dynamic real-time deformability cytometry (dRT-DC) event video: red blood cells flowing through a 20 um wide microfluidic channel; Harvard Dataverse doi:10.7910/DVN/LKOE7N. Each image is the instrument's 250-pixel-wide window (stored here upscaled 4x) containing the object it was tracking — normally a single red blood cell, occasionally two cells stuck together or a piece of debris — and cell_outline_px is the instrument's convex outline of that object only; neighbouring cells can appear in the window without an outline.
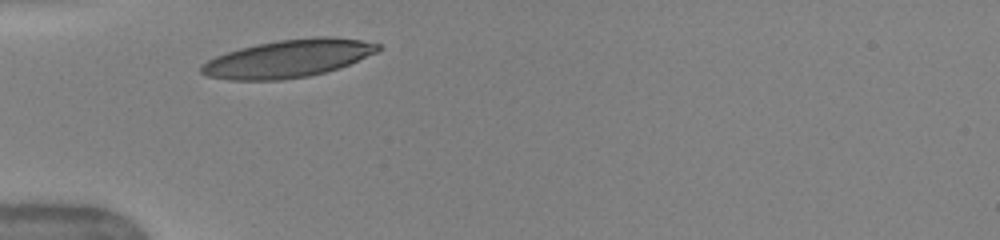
{"species": "human", "species_latin": "Homo sapiens", "temperature_condition": "warm", "stored_images_in_passage": 6, "camera_frame_rate_fps": 3000, "um_per_image_px": 0.085, "donor": {"sex": "female"}, "frame": {"image": 1, "passage_image": 1, "time_ms": 0.0, "image_size_px": [1000, 240], "cell_outline_px": [[380, 48], [376, 52], [348, 64], [324, 72], [308, 76], [280, 80], [228, 80], [208, 76], [200, 72], [200, 64], [216, 56], [240, 48], [256, 44], [280, 40], [316, 36], [336, 36], [360, 40], [380, 44]], "centroid_in_image_um": [24.46, 4.97], "position_along_channel_um": 60.5, "area_um2": 38.61}}